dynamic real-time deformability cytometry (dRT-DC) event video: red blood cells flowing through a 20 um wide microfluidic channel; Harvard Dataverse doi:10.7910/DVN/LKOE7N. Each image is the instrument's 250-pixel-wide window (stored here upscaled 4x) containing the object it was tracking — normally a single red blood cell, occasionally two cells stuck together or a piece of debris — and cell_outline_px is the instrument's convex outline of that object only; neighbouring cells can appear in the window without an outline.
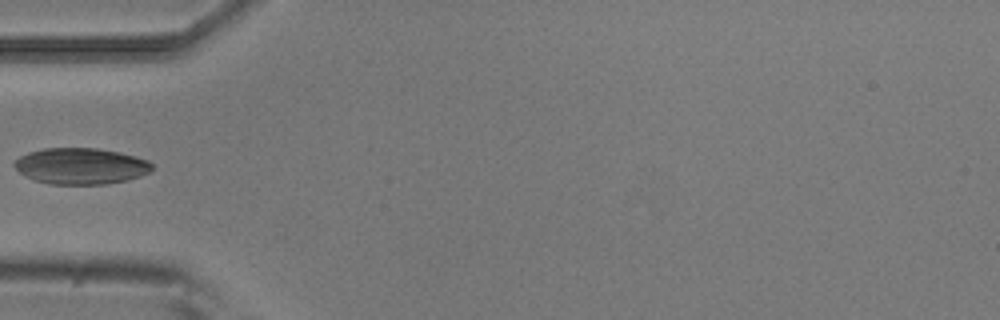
{"species": "common noctule bat (a hibernating species)", "species_latin": "Nyctalus noctula", "temperature_condition": "room temperature", "stored_images_in_passage": 5, "camera_frame_rate_fps": 3000, "um_per_image_px": 0.085, "animal": {"sex": "male", "body_mass_g": 20.5, "forearm_length_mm": 52.5}, "frame": {"image": 1, "passage_image": 4, "time_ms": 1.0, "image_size_px": [1000, 320], "cell_outline_px": [[152, 168], [148, 172], [140, 176], [128, 180], [104, 184], [52, 184], [36, 180], [24, 176], [12, 164], [20, 156], [28, 152], [44, 148], [96, 148], [120, 152], [136, 156], [148, 160], [152, 164]], "centroid_in_image_um": [6.87, 14.11], "position_along_channel_um": 78.1, "area_um2": 29.02}}
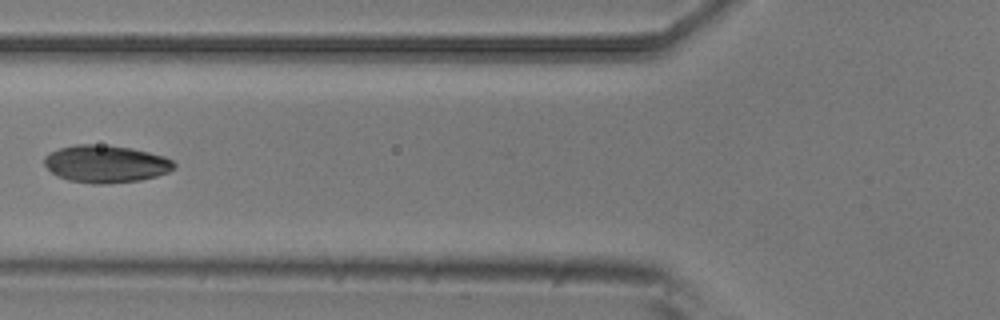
{"frame": {"image": 2, "passage_image": 5, "time_ms": 1.333, "image_size_px": [1000, 320], "cell_outline_px": [[176, 168], [168, 172], [156, 176], [140, 180], [100, 184], [92, 184], [68, 180], [52, 172], [44, 164], [44, 156], [48, 152], [60, 148], [76, 144], [92, 144], [132, 148], [164, 156], [172, 160], [176, 164]], "centroid_in_image_um": [9.0, 13.93], "position_along_channel_um": 116.8, "area_um2": 28.21}}